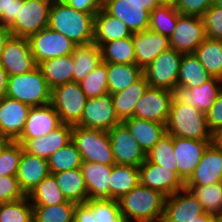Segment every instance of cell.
I'll return each mask as SVG.
<instances>
[{
    "mask_svg": "<svg viewBox=\"0 0 222 222\" xmlns=\"http://www.w3.org/2000/svg\"><path fill=\"white\" fill-rule=\"evenodd\" d=\"M95 15L75 10L63 0H53L48 27L64 34L75 45L88 44L94 40Z\"/></svg>",
    "mask_w": 222,
    "mask_h": 222,
    "instance_id": "6da1fadb",
    "label": "cell"
},
{
    "mask_svg": "<svg viewBox=\"0 0 222 222\" xmlns=\"http://www.w3.org/2000/svg\"><path fill=\"white\" fill-rule=\"evenodd\" d=\"M167 196L140 183L118 199L125 222H161Z\"/></svg>",
    "mask_w": 222,
    "mask_h": 222,
    "instance_id": "7a4b0ae2",
    "label": "cell"
},
{
    "mask_svg": "<svg viewBox=\"0 0 222 222\" xmlns=\"http://www.w3.org/2000/svg\"><path fill=\"white\" fill-rule=\"evenodd\" d=\"M166 132L175 137L194 140H211L206 114L173 98Z\"/></svg>",
    "mask_w": 222,
    "mask_h": 222,
    "instance_id": "3957f363",
    "label": "cell"
},
{
    "mask_svg": "<svg viewBox=\"0 0 222 222\" xmlns=\"http://www.w3.org/2000/svg\"><path fill=\"white\" fill-rule=\"evenodd\" d=\"M6 96L30 107H38L50 104L51 89L37 66L30 72L9 76Z\"/></svg>",
    "mask_w": 222,
    "mask_h": 222,
    "instance_id": "277c9868",
    "label": "cell"
},
{
    "mask_svg": "<svg viewBox=\"0 0 222 222\" xmlns=\"http://www.w3.org/2000/svg\"><path fill=\"white\" fill-rule=\"evenodd\" d=\"M72 141L80 152L82 161L116 164L107 131L74 125Z\"/></svg>",
    "mask_w": 222,
    "mask_h": 222,
    "instance_id": "5b68a950",
    "label": "cell"
},
{
    "mask_svg": "<svg viewBox=\"0 0 222 222\" xmlns=\"http://www.w3.org/2000/svg\"><path fill=\"white\" fill-rule=\"evenodd\" d=\"M77 82H68L51 89V102L62 124L77 125L81 121L87 101Z\"/></svg>",
    "mask_w": 222,
    "mask_h": 222,
    "instance_id": "8992f818",
    "label": "cell"
},
{
    "mask_svg": "<svg viewBox=\"0 0 222 222\" xmlns=\"http://www.w3.org/2000/svg\"><path fill=\"white\" fill-rule=\"evenodd\" d=\"M53 0H23L16 20L8 27L11 36L29 38L48 27Z\"/></svg>",
    "mask_w": 222,
    "mask_h": 222,
    "instance_id": "52a82bcc",
    "label": "cell"
},
{
    "mask_svg": "<svg viewBox=\"0 0 222 222\" xmlns=\"http://www.w3.org/2000/svg\"><path fill=\"white\" fill-rule=\"evenodd\" d=\"M182 55L181 52L169 48L143 69L149 87L174 91L177 88Z\"/></svg>",
    "mask_w": 222,
    "mask_h": 222,
    "instance_id": "ba28073f",
    "label": "cell"
},
{
    "mask_svg": "<svg viewBox=\"0 0 222 222\" xmlns=\"http://www.w3.org/2000/svg\"><path fill=\"white\" fill-rule=\"evenodd\" d=\"M28 41L37 65L42 61L71 55L76 47L64 34L49 27L31 35Z\"/></svg>",
    "mask_w": 222,
    "mask_h": 222,
    "instance_id": "9c48e42d",
    "label": "cell"
},
{
    "mask_svg": "<svg viewBox=\"0 0 222 222\" xmlns=\"http://www.w3.org/2000/svg\"><path fill=\"white\" fill-rule=\"evenodd\" d=\"M120 123L111 94L106 92L95 98L87 99L81 121L77 126L108 132Z\"/></svg>",
    "mask_w": 222,
    "mask_h": 222,
    "instance_id": "30bf717a",
    "label": "cell"
},
{
    "mask_svg": "<svg viewBox=\"0 0 222 222\" xmlns=\"http://www.w3.org/2000/svg\"><path fill=\"white\" fill-rule=\"evenodd\" d=\"M206 38L202 17L179 14L176 28L169 38L170 48L182 54L194 53Z\"/></svg>",
    "mask_w": 222,
    "mask_h": 222,
    "instance_id": "8fae6325",
    "label": "cell"
},
{
    "mask_svg": "<svg viewBox=\"0 0 222 222\" xmlns=\"http://www.w3.org/2000/svg\"><path fill=\"white\" fill-rule=\"evenodd\" d=\"M0 65L8 77L30 72L38 65L31 52L28 38L10 36L5 42Z\"/></svg>",
    "mask_w": 222,
    "mask_h": 222,
    "instance_id": "7c38bea8",
    "label": "cell"
},
{
    "mask_svg": "<svg viewBox=\"0 0 222 222\" xmlns=\"http://www.w3.org/2000/svg\"><path fill=\"white\" fill-rule=\"evenodd\" d=\"M174 92L148 87L137 102L133 117L167 124Z\"/></svg>",
    "mask_w": 222,
    "mask_h": 222,
    "instance_id": "4fadbf2b",
    "label": "cell"
},
{
    "mask_svg": "<svg viewBox=\"0 0 222 222\" xmlns=\"http://www.w3.org/2000/svg\"><path fill=\"white\" fill-rule=\"evenodd\" d=\"M116 164L140 167L146 160V153L121 122L108 131Z\"/></svg>",
    "mask_w": 222,
    "mask_h": 222,
    "instance_id": "5bb4252c",
    "label": "cell"
},
{
    "mask_svg": "<svg viewBox=\"0 0 222 222\" xmlns=\"http://www.w3.org/2000/svg\"><path fill=\"white\" fill-rule=\"evenodd\" d=\"M204 213L200 201L184 188L166 198L161 222H193Z\"/></svg>",
    "mask_w": 222,
    "mask_h": 222,
    "instance_id": "9a60e30c",
    "label": "cell"
},
{
    "mask_svg": "<svg viewBox=\"0 0 222 222\" xmlns=\"http://www.w3.org/2000/svg\"><path fill=\"white\" fill-rule=\"evenodd\" d=\"M139 179L141 185L158 190L167 197L185 188L177 171H171L147 159L139 167Z\"/></svg>",
    "mask_w": 222,
    "mask_h": 222,
    "instance_id": "2e32d148",
    "label": "cell"
},
{
    "mask_svg": "<svg viewBox=\"0 0 222 222\" xmlns=\"http://www.w3.org/2000/svg\"><path fill=\"white\" fill-rule=\"evenodd\" d=\"M101 7L125 23L132 34L148 29L150 11L143 8L141 3L128 0H102Z\"/></svg>",
    "mask_w": 222,
    "mask_h": 222,
    "instance_id": "e0dca14e",
    "label": "cell"
},
{
    "mask_svg": "<svg viewBox=\"0 0 222 222\" xmlns=\"http://www.w3.org/2000/svg\"><path fill=\"white\" fill-rule=\"evenodd\" d=\"M211 140H194L174 136L177 173L185 183L202 159Z\"/></svg>",
    "mask_w": 222,
    "mask_h": 222,
    "instance_id": "ac0fdd59",
    "label": "cell"
},
{
    "mask_svg": "<svg viewBox=\"0 0 222 222\" xmlns=\"http://www.w3.org/2000/svg\"><path fill=\"white\" fill-rule=\"evenodd\" d=\"M30 106L4 96L0 99V135L16 141L22 134Z\"/></svg>",
    "mask_w": 222,
    "mask_h": 222,
    "instance_id": "d6986e66",
    "label": "cell"
},
{
    "mask_svg": "<svg viewBox=\"0 0 222 222\" xmlns=\"http://www.w3.org/2000/svg\"><path fill=\"white\" fill-rule=\"evenodd\" d=\"M74 222H125L118 200L89 199L76 204Z\"/></svg>",
    "mask_w": 222,
    "mask_h": 222,
    "instance_id": "ffe728a7",
    "label": "cell"
},
{
    "mask_svg": "<svg viewBox=\"0 0 222 222\" xmlns=\"http://www.w3.org/2000/svg\"><path fill=\"white\" fill-rule=\"evenodd\" d=\"M221 91L222 80L217 77H212L199 87H192L189 89L177 87L173 92L174 98L178 102L190 105L206 114L213 106L215 99Z\"/></svg>",
    "mask_w": 222,
    "mask_h": 222,
    "instance_id": "44dd1931",
    "label": "cell"
},
{
    "mask_svg": "<svg viewBox=\"0 0 222 222\" xmlns=\"http://www.w3.org/2000/svg\"><path fill=\"white\" fill-rule=\"evenodd\" d=\"M73 126L62 124L47 135L35 139H17L25 152L48 159L56 150L62 148L72 140Z\"/></svg>",
    "mask_w": 222,
    "mask_h": 222,
    "instance_id": "7402d4cb",
    "label": "cell"
},
{
    "mask_svg": "<svg viewBox=\"0 0 222 222\" xmlns=\"http://www.w3.org/2000/svg\"><path fill=\"white\" fill-rule=\"evenodd\" d=\"M61 125L59 114L51 104L31 107L24 130L18 139H35L47 135Z\"/></svg>",
    "mask_w": 222,
    "mask_h": 222,
    "instance_id": "603a6c76",
    "label": "cell"
},
{
    "mask_svg": "<svg viewBox=\"0 0 222 222\" xmlns=\"http://www.w3.org/2000/svg\"><path fill=\"white\" fill-rule=\"evenodd\" d=\"M136 53V65L145 69L161 52L170 48L169 38L147 29L132 34Z\"/></svg>",
    "mask_w": 222,
    "mask_h": 222,
    "instance_id": "cb8c5ba5",
    "label": "cell"
},
{
    "mask_svg": "<svg viewBox=\"0 0 222 222\" xmlns=\"http://www.w3.org/2000/svg\"><path fill=\"white\" fill-rule=\"evenodd\" d=\"M49 174L47 159L29 154L23 150L16 177L21 190L26 196Z\"/></svg>",
    "mask_w": 222,
    "mask_h": 222,
    "instance_id": "d4e9b609",
    "label": "cell"
},
{
    "mask_svg": "<svg viewBox=\"0 0 222 222\" xmlns=\"http://www.w3.org/2000/svg\"><path fill=\"white\" fill-rule=\"evenodd\" d=\"M222 181V151L210 144L185 185H209Z\"/></svg>",
    "mask_w": 222,
    "mask_h": 222,
    "instance_id": "484cf974",
    "label": "cell"
},
{
    "mask_svg": "<svg viewBox=\"0 0 222 222\" xmlns=\"http://www.w3.org/2000/svg\"><path fill=\"white\" fill-rule=\"evenodd\" d=\"M113 165L82 161L81 171L89 199H109V181Z\"/></svg>",
    "mask_w": 222,
    "mask_h": 222,
    "instance_id": "4316f807",
    "label": "cell"
},
{
    "mask_svg": "<svg viewBox=\"0 0 222 222\" xmlns=\"http://www.w3.org/2000/svg\"><path fill=\"white\" fill-rule=\"evenodd\" d=\"M132 36L131 31L118 18L108 14L102 7L94 17V40L99 47L104 43L128 38Z\"/></svg>",
    "mask_w": 222,
    "mask_h": 222,
    "instance_id": "83f0119b",
    "label": "cell"
},
{
    "mask_svg": "<svg viewBox=\"0 0 222 222\" xmlns=\"http://www.w3.org/2000/svg\"><path fill=\"white\" fill-rule=\"evenodd\" d=\"M122 123L146 154L167 133L166 125L159 122L132 117L123 120Z\"/></svg>",
    "mask_w": 222,
    "mask_h": 222,
    "instance_id": "f1b7e54d",
    "label": "cell"
},
{
    "mask_svg": "<svg viewBox=\"0 0 222 222\" xmlns=\"http://www.w3.org/2000/svg\"><path fill=\"white\" fill-rule=\"evenodd\" d=\"M148 87L149 84L147 79L142 75L128 88L118 93L111 94L116 115L121 122L133 117L135 106Z\"/></svg>",
    "mask_w": 222,
    "mask_h": 222,
    "instance_id": "f546056e",
    "label": "cell"
},
{
    "mask_svg": "<svg viewBox=\"0 0 222 222\" xmlns=\"http://www.w3.org/2000/svg\"><path fill=\"white\" fill-rule=\"evenodd\" d=\"M38 67L50 89L73 81L75 66L72 54L42 61Z\"/></svg>",
    "mask_w": 222,
    "mask_h": 222,
    "instance_id": "4dcf8cb0",
    "label": "cell"
},
{
    "mask_svg": "<svg viewBox=\"0 0 222 222\" xmlns=\"http://www.w3.org/2000/svg\"><path fill=\"white\" fill-rule=\"evenodd\" d=\"M74 61L73 81L80 83L91 71L102 63L101 49L91 42L76 45L72 53Z\"/></svg>",
    "mask_w": 222,
    "mask_h": 222,
    "instance_id": "1f68e13d",
    "label": "cell"
},
{
    "mask_svg": "<svg viewBox=\"0 0 222 222\" xmlns=\"http://www.w3.org/2000/svg\"><path fill=\"white\" fill-rule=\"evenodd\" d=\"M53 175L67 201L81 204L89 200L81 168L62 171Z\"/></svg>",
    "mask_w": 222,
    "mask_h": 222,
    "instance_id": "d6a6232c",
    "label": "cell"
},
{
    "mask_svg": "<svg viewBox=\"0 0 222 222\" xmlns=\"http://www.w3.org/2000/svg\"><path fill=\"white\" fill-rule=\"evenodd\" d=\"M139 183V167L113 165L109 181V199L118 200Z\"/></svg>",
    "mask_w": 222,
    "mask_h": 222,
    "instance_id": "836d02e7",
    "label": "cell"
},
{
    "mask_svg": "<svg viewBox=\"0 0 222 222\" xmlns=\"http://www.w3.org/2000/svg\"><path fill=\"white\" fill-rule=\"evenodd\" d=\"M211 78L194 53L182 55L177 87H199Z\"/></svg>",
    "mask_w": 222,
    "mask_h": 222,
    "instance_id": "e575fe53",
    "label": "cell"
},
{
    "mask_svg": "<svg viewBox=\"0 0 222 222\" xmlns=\"http://www.w3.org/2000/svg\"><path fill=\"white\" fill-rule=\"evenodd\" d=\"M107 72L110 94L123 91L143 75V70L136 64L107 63Z\"/></svg>",
    "mask_w": 222,
    "mask_h": 222,
    "instance_id": "d590c367",
    "label": "cell"
},
{
    "mask_svg": "<svg viewBox=\"0 0 222 222\" xmlns=\"http://www.w3.org/2000/svg\"><path fill=\"white\" fill-rule=\"evenodd\" d=\"M194 55L212 77L222 80V40L206 38Z\"/></svg>",
    "mask_w": 222,
    "mask_h": 222,
    "instance_id": "8d00e7d4",
    "label": "cell"
},
{
    "mask_svg": "<svg viewBox=\"0 0 222 222\" xmlns=\"http://www.w3.org/2000/svg\"><path fill=\"white\" fill-rule=\"evenodd\" d=\"M102 62L136 64L132 36L104 43L101 47Z\"/></svg>",
    "mask_w": 222,
    "mask_h": 222,
    "instance_id": "74e56055",
    "label": "cell"
},
{
    "mask_svg": "<svg viewBox=\"0 0 222 222\" xmlns=\"http://www.w3.org/2000/svg\"><path fill=\"white\" fill-rule=\"evenodd\" d=\"M27 196L32 205L53 206L67 202L53 174L44 178Z\"/></svg>",
    "mask_w": 222,
    "mask_h": 222,
    "instance_id": "f35d334b",
    "label": "cell"
},
{
    "mask_svg": "<svg viewBox=\"0 0 222 222\" xmlns=\"http://www.w3.org/2000/svg\"><path fill=\"white\" fill-rule=\"evenodd\" d=\"M200 201L205 213L213 216L222 215V184L185 185Z\"/></svg>",
    "mask_w": 222,
    "mask_h": 222,
    "instance_id": "ab89813d",
    "label": "cell"
},
{
    "mask_svg": "<svg viewBox=\"0 0 222 222\" xmlns=\"http://www.w3.org/2000/svg\"><path fill=\"white\" fill-rule=\"evenodd\" d=\"M32 206L33 222H74L76 203L67 201L53 206Z\"/></svg>",
    "mask_w": 222,
    "mask_h": 222,
    "instance_id": "60d3db41",
    "label": "cell"
},
{
    "mask_svg": "<svg viewBox=\"0 0 222 222\" xmlns=\"http://www.w3.org/2000/svg\"><path fill=\"white\" fill-rule=\"evenodd\" d=\"M50 174L80 168L82 159L76 145L71 140L62 148L56 150L48 159Z\"/></svg>",
    "mask_w": 222,
    "mask_h": 222,
    "instance_id": "b9f144b4",
    "label": "cell"
},
{
    "mask_svg": "<svg viewBox=\"0 0 222 222\" xmlns=\"http://www.w3.org/2000/svg\"><path fill=\"white\" fill-rule=\"evenodd\" d=\"M146 159L151 163L163 166L171 171H177L174 152V136L168 133L164 134L146 154Z\"/></svg>",
    "mask_w": 222,
    "mask_h": 222,
    "instance_id": "7bdbcfd3",
    "label": "cell"
},
{
    "mask_svg": "<svg viewBox=\"0 0 222 222\" xmlns=\"http://www.w3.org/2000/svg\"><path fill=\"white\" fill-rule=\"evenodd\" d=\"M178 16L176 8L158 5L150 12L148 29L170 38L176 28Z\"/></svg>",
    "mask_w": 222,
    "mask_h": 222,
    "instance_id": "ee69618b",
    "label": "cell"
},
{
    "mask_svg": "<svg viewBox=\"0 0 222 222\" xmlns=\"http://www.w3.org/2000/svg\"><path fill=\"white\" fill-rule=\"evenodd\" d=\"M0 222H33V206L28 196L0 203Z\"/></svg>",
    "mask_w": 222,
    "mask_h": 222,
    "instance_id": "f6af8a7d",
    "label": "cell"
},
{
    "mask_svg": "<svg viewBox=\"0 0 222 222\" xmlns=\"http://www.w3.org/2000/svg\"><path fill=\"white\" fill-rule=\"evenodd\" d=\"M79 84L87 98H95L108 92L107 63L102 62Z\"/></svg>",
    "mask_w": 222,
    "mask_h": 222,
    "instance_id": "bcb514c9",
    "label": "cell"
},
{
    "mask_svg": "<svg viewBox=\"0 0 222 222\" xmlns=\"http://www.w3.org/2000/svg\"><path fill=\"white\" fill-rule=\"evenodd\" d=\"M22 144L17 141H7L0 150V176H16L20 157L23 152Z\"/></svg>",
    "mask_w": 222,
    "mask_h": 222,
    "instance_id": "7dc6e473",
    "label": "cell"
},
{
    "mask_svg": "<svg viewBox=\"0 0 222 222\" xmlns=\"http://www.w3.org/2000/svg\"><path fill=\"white\" fill-rule=\"evenodd\" d=\"M202 19L207 38L222 40V8L212 5Z\"/></svg>",
    "mask_w": 222,
    "mask_h": 222,
    "instance_id": "c3c4849f",
    "label": "cell"
},
{
    "mask_svg": "<svg viewBox=\"0 0 222 222\" xmlns=\"http://www.w3.org/2000/svg\"><path fill=\"white\" fill-rule=\"evenodd\" d=\"M26 197L16 176H0V203L13 202Z\"/></svg>",
    "mask_w": 222,
    "mask_h": 222,
    "instance_id": "681fc988",
    "label": "cell"
},
{
    "mask_svg": "<svg viewBox=\"0 0 222 222\" xmlns=\"http://www.w3.org/2000/svg\"><path fill=\"white\" fill-rule=\"evenodd\" d=\"M214 4V0H179L176 9L179 14L202 17Z\"/></svg>",
    "mask_w": 222,
    "mask_h": 222,
    "instance_id": "f907efd6",
    "label": "cell"
},
{
    "mask_svg": "<svg viewBox=\"0 0 222 222\" xmlns=\"http://www.w3.org/2000/svg\"><path fill=\"white\" fill-rule=\"evenodd\" d=\"M23 0H0V23L9 27L17 18Z\"/></svg>",
    "mask_w": 222,
    "mask_h": 222,
    "instance_id": "816d5d0a",
    "label": "cell"
},
{
    "mask_svg": "<svg viewBox=\"0 0 222 222\" xmlns=\"http://www.w3.org/2000/svg\"><path fill=\"white\" fill-rule=\"evenodd\" d=\"M206 119L211 132L222 128V91L206 113Z\"/></svg>",
    "mask_w": 222,
    "mask_h": 222,
    "instance_id": "f5cc1de1",
    "label": "cell"
},
{
    "mask_svg": "<svg viewBox=\"0 0 222 222\" xmlns=\"http://www.w3.org/2000/svg\"><path fill=\"white\" fill-rule=\"evenodd\" d=\"M75 10L96 14L101 8L102 0H63Z\"/></svg>",
    "mask_w": 222,
    "mask_h": 222,
    "instance_id": "db71d44e",
    "label": "cell"
},
{
    "mask_svg": "<svg viewBox=\"0 0 222 222\" xmlns=\"http://www.w3.org/2000/svg\"><path fill=\"white\" fill-rule=\"evenodd\" d=\"M10 36H11V33H10L9 28L0 23V57H1V53L5 45V42L9 39Z\"/></svg>",
    "mask_w": 222,
    "mask_h": 222,
    "instance_id": "11a10c76",
    "label": "cell"
},
{
    "mask_svg": "<svg viewBox=\"0 0 222 222\" xmlns=\"http://www.w3.org/2000/svg\"><path fill=\"white\" fill-rule=\"evenodd\" d=\"M7 80H8V75L0 65V99L6 96Z\"/></svg>",
    "mask_w": 222,
    "mask_h": 222,
    "instance_id": "9f6ffc18",
    "label": "cell"
},
{
    "mask_svg": "<svg viewBox=\"0 0 222 222\" xmlns=\"http://www.w3.org/2000/svg\"><path fill=\"white\" fill-rule=\"evenodd\" d=\"M211 144L217 150L222 151V128L212 132Z\"/></svg>",
    "mask_w": 222,
    "mask_h": 222,
    "instance_id": "6f0895ef",
    "label": "cell"
},
{
    "mask_svg": "<svg viewBox=\"0 0 222 222\" xmlns=\"http://www.w3.org/2000/svg\"><path fill=\"white\" fill-rule=\"evenodd\" d=\"M130 2L141 3L143 4V8L149 10L150 12L158 6L157 0H128Z\"/></svg>",
    "mask_w": 222,
    "mask_h": 222,
    "instance_id": "680465c9",
    "label": "cell"
},
{
    "mask_svg": "<svg viewBox=\"0 0 222 222\" xmlns=\"http://www.w3.org/2000/svg\"><path fill=\"white\" fill-rule=\"evenodd\" d=\"M193 222H216V216L204 213L203 215L196 218Z\"/></svg>",
    "mask_w": 222,
    "mask_h": 222,
    "instance_id": "91938a15",
    "label": "cell"
},
{
    "mask_svg": "<svg viewBox=\"0 0 222 222\" xmlns=\"http://www.w3.org/2000/svg\"><path fill=\"white\" fill-rule=\"evenodd\" d=\"M159 6H168L176 8L179 0H157Z\"/></svg>",
    "mask_w": 222,
    "mask_h": 222,
    "instance_id": "94428289",
    "label": "cell"
},
{
    "mask_svg": "<svg viewBox=\"0 0 222 222\" xmlns=\"http://www.w3.org/2000/svg\"><path fill=\"white\" fill-rule=\"evenodd\" d=\"M7 141H8V140H7L4 136L0 135V150H1V148L5 145V143H6Z\"/></svg>",
    "mask_w": 222,
    "mask_h": 222,
    "instance_id": "6125c7cd",
    "label": "cell"
},
{
    "mask_svg": "<svg viewBox=\"0 0 222 222\" xmlns=\"http://www.w3.org/2000/svg\"><path fill=\"white\" fill-rule=\"evenodd\" d=\"M213 5L222 8V0H214V4Z\"/></svg>",
    "mask_w": 222,
    "mask_h": 222,
    "instance_id": "be15d7a7",
    "label": "cell"
},
{
    "mask_svg": "<svg viewBox=\"0 0 222 222\" xmlns=\"http://www.w3.org/2000/svg\"><path fill=\"white\" fill-rule=\"evenodd\" d=\"M216 222H222V215L216 216Z\"/></svg>",
    "mask_w": 222,
    "mask_h": 222,
    "instance_id": "e7e4bbea",
    "label": "cell"
}]
</instances>
